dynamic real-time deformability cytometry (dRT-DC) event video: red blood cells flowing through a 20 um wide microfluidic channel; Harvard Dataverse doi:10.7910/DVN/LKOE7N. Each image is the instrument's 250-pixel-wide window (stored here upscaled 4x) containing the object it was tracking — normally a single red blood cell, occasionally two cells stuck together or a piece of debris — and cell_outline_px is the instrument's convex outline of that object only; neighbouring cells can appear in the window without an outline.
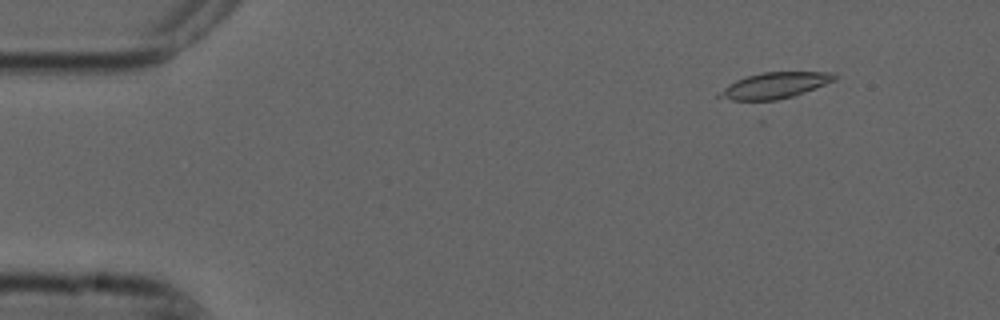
{"species": "common noctule bat (a hibernating species)", "species_latin": "Nyctalus noctula", "temperature_condition": "cold", "stored_images_in_passage": 4, "camera_frame_rate_fps": 3000, "um_per_image_px": 0.085, "animal": {"sex": "male", "forearm_length_mm": 52.5}, "frame": {"image": 1, "passage_image": 1, "time_ms": 0.0, "image_size_px": [1000, 320], "cell_outline_px": [[836, 80], [804, 92], [792, 96], [764, 104], [760, 104], [732, 100], [716, 96], [728, 84], [736, 80], [748, 76], [764, 72], [836, 72]], "centroid_in_image_um": [65.82, 7.31], "position_along_channel_um": 19.2, "area_um2": 17.92}}
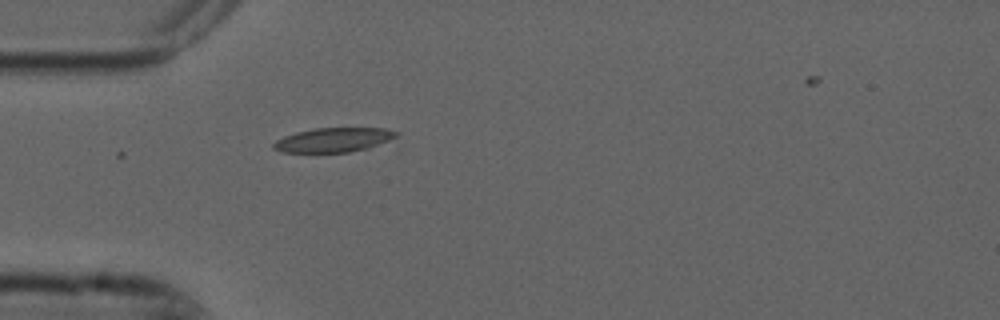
{"frame": {"image": 2, "passage_image": 4, "time_ms": 1.0, "image_size_px": [1000, 320], "cell_outline_px": [[400, 132], [392, 144], [348, 152], [280, 152], [272, 148], [272, 144], [276, 140], [284, 136], [296, 132], [316, 128], [384, 128]], "centroid_in_image_um": [28.48, 11.9], "position_along_channel_um": 56.5, "area_um2": 17.98}}